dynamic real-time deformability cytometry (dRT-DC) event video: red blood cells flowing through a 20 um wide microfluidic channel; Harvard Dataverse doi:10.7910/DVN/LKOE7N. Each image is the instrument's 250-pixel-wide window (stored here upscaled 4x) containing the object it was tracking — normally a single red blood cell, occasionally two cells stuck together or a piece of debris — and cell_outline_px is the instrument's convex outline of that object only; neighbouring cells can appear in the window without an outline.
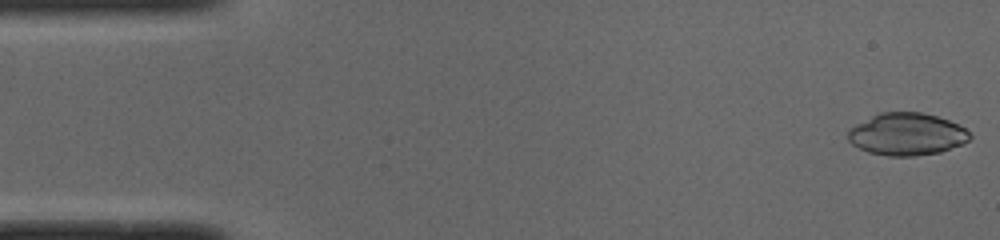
{"species": "common noctule bat (a hibernating species)", "species_latin": "Nyctalus noctula", "temperature_condition": "cold", "stored_images_in_passage": 49, "camera_frame_rate_fps": 3000, "um_per_image_px": 0.085, "animal": {"sex": "male", "body_mass_g": 19.0, "forearm_length_mm": 50.8}, "frame": {"image": 1, "passage_image": 1, "time_ms": 0.0, "image_size_px": [1000, 240], "cell_outline_px": [[972, 136], [968, 140], [960, 144], [940, 152], [916, 156], [888, 156], [868, 152], [852, 144], [848, 140], [848, 128], [880, 112], [920, 112], [936, 116], [948, 120], [964, 128]], "centroid_in_image_um": [77.04, 11.41], "position_along_channel_um": 8.0, "area_um2": 29.82}}
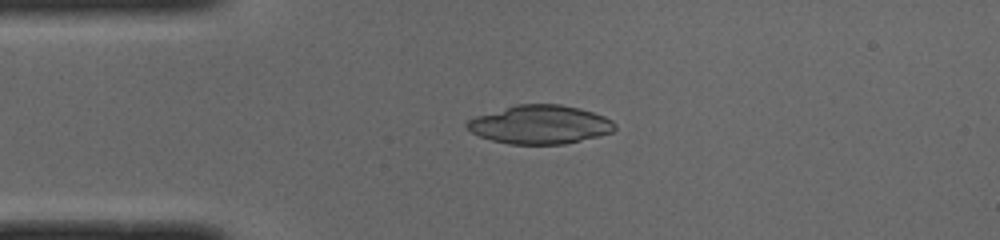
{"frame": {"image": 2, "passage_image": 11, "time_ms": 3.333, "image_size_px": [1000, 240], "cell_outline_px": [[616, 128], [612, 132], [564, 144], [508, 144], [492, 140], [480, 136], [472, 132], [464, 124], [468, 120], [476, 116], [516, 104], [560, 104], [580, 108], [604, 116], [612, 120], [616, 124]], "centroid_in_image_um": [45.9, 10.58], "position_along_channel_um": 39.1, "area_um2": 33.12}}